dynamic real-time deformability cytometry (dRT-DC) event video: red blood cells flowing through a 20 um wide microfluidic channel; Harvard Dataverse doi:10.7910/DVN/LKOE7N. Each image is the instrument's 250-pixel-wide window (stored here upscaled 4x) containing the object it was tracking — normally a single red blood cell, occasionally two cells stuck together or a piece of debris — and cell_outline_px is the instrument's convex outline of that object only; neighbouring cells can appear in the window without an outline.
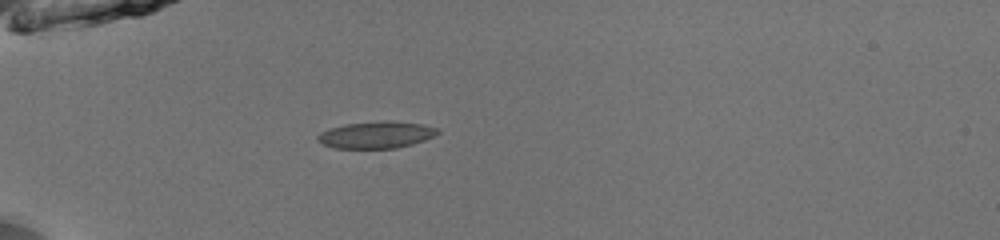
{"species": "common noctule bat (a hibernating species)", "species_latin": "Nyctalus noctula", "temperature_condition": "room temperature", "stored_images_in_passage": 30, "camera_frame_rate_fps": 3000, "um_per_image_px": 0.085, "animal": {"sex": "male", "body_mass_g": 13.0, "forearm_length_mm": 53.1}, "frame": {"image": 1, "passage_image": 1, "time_ms": 0.0, "image_size_px": [1000, 240], "cell_outline_px": [[440, 132], [424, 140], [412, 144], [396, 148], [336, 148], [324, 144], [316, 140], [316, 136], [320, 132], [328, 128], [344, 124], [388, 120], [424, 124], [440, 128]], "centroid_in_image_um": [31.98, 11.45], "position_along_channel_um": 53.0, "area_um2": 18.9}}
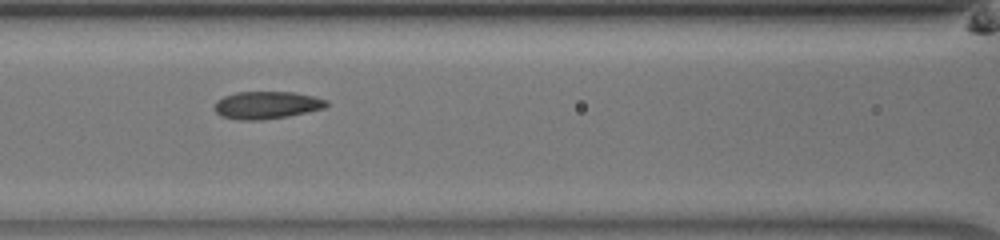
{"frame": {"image": 2, "passage_image": 9, "time_ms": 2.667, "image_size_px": [1000, 240], "cell_outline_px": [[328, 104], [324, 108], [288, 116], [260, 120], [240, 120], [220, 116], [216, 112], [216, 100], [224, 96], [236, 92], [292, 92], [316, 96], [328, 100]], "centroid_in_image_um": [22.68, 8.93], "position_along_channel_um": 143.9, "area_um2": 17.92}}
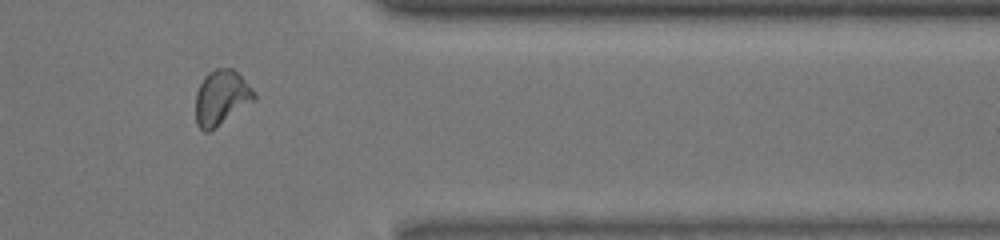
{"frame": {"image": 3, "passage_image": 28, "time_ms": 9.0, "image_size_px": [1000, 240], "cell_outline_px": [[256, 96], [252, 100], [208, 132], [204, 132], [196, 124], [196, 92], [204, 76], [208, 72], [216, 68], [232, 68], [256, 92]], "centroid_in_image_um": [18.77, 8.27], "position_along_channel_um": 392.6, "area_um2": 18.15}, "authors_computed_cell_mechanics": {"area_um2": 17.8602, "velocity_mm_per_s": 4.0391, "shape_relaxation_time_tau1_ms": null, "shape_relaxation_time_tau2_ms": 2.116, "deformation_change_tau1": null, "deformation_change_tau2": 0.0386}}